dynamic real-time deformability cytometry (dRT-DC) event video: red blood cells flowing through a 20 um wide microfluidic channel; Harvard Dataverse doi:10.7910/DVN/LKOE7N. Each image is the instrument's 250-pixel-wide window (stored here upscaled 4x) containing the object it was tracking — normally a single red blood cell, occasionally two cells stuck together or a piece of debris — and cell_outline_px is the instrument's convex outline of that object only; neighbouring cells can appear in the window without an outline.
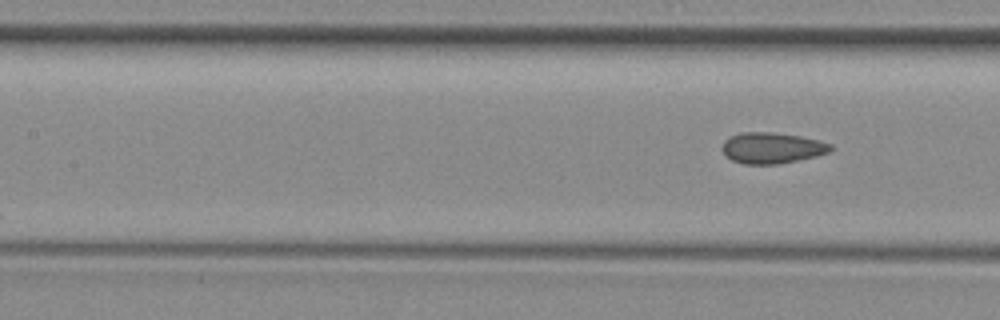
{"species": "common noctule bat (a hibernating species)", "species_latin": "Nyctalus noctula", "temperature_condition": "room temperature", "stored_images_in_passage": 5, "camera_frame_rate_fps": 3000, "um_per_image_px": 0.085, "animal": {"sex": "female", "body_mass_g": 29.2, "forearm_length_mm": 56.3}, "frame": {"image": 1, "passage_image": 5, "time_ms": 5.0, "image_size_px": [1000, 320], "cell_outline_px": [[832, 148], [828, 152], [816, 156], [780, 164], [744, 164], [732, 160], [724, 156], [720, 148], [724, 140], [740, 132], [768, 132], [800, 136], [820, 140], [832, 144]], "centroid_in_image_um": [65.58, 12.58], "position_along_channel_um": 141.8, "area_um2": 19.71}}